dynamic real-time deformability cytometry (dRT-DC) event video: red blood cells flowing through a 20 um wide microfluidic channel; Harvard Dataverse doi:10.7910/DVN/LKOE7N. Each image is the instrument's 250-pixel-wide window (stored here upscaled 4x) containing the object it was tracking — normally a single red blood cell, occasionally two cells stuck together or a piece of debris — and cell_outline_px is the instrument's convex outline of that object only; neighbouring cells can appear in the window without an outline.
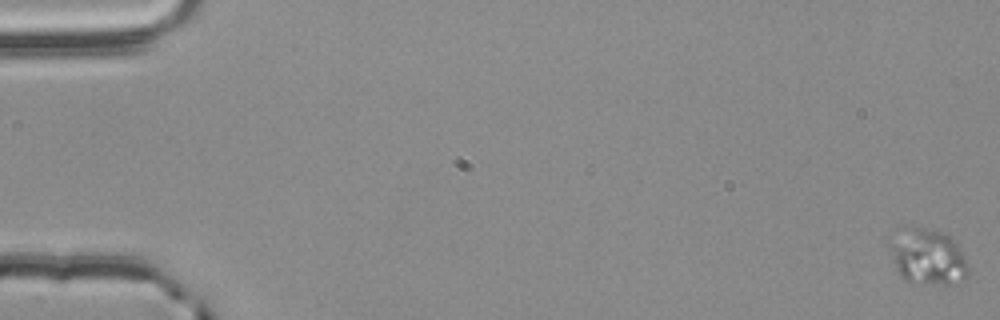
{"species": "common noctule bat (a hibernating species)", "species_latin": "Nyctalus noctula", "temperature_condition": "room temperature", "stored_images_in_passage": 57, "camera_frame_rate_fps": 3000, "um_per_image_px": 0.085, "animal": {"sex": "male", "body_mass_g": 20.4}, "frame": {"image": 1, "passage_image": 1, "time_ms": 0.0, "image_size_px": [1000, 320], "cell_outline_px": [[968, 272], [960, 280], [948, 284], [944, 284], [908, 280], [900, 276], [896, 268], [892, 248], [896, 228], [900, 224], [904, 224], [924, 228], [940, 232], [952, 236], [960, 248], [968, 268]], "centroid_in_image_um": [78.85, 21.74], "position_along_channel_um": 6.1, "area_um2": 25.03}}
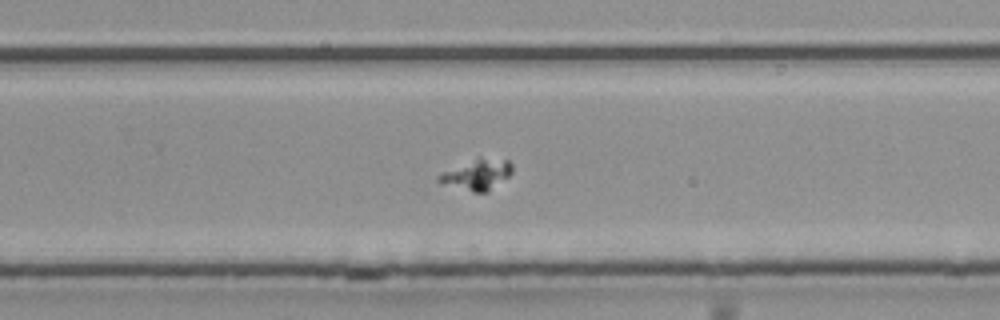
{"frame": {"image": 2, "passage_image": 38, "time_ms": 12.333, "image_size_px": [1000, 320], "cell_outline_px": [[512, 172], [508, 176], [488, 192], [472, 192], [440, 184], [436, 180], [436, 176], [444, 172], [480, 156], [508, 160], [512, 164]], "centroid_in_image_um": [40.54, 14.84], "position_along_channel_um": 289.3, "area_um2": 13.18}}
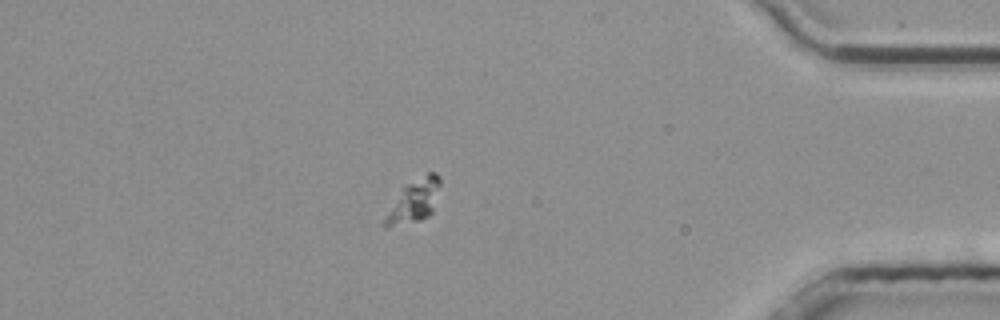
{"frame": {"image": 3, "passage_image": 50, "time_ms": 16.333, "image_size_px": [1000, 320], "cell_outline_px": [[440, 184], [432, 212], [428, 216], [420, 220], [384, 228], [384, 216], [404, 184], [428, 172], [436, 172], [440, 176]], "centroid_in_image_um": [35.18, 17.05], "position_along_channel_um": 400.0, "area_um2": 13.76}}